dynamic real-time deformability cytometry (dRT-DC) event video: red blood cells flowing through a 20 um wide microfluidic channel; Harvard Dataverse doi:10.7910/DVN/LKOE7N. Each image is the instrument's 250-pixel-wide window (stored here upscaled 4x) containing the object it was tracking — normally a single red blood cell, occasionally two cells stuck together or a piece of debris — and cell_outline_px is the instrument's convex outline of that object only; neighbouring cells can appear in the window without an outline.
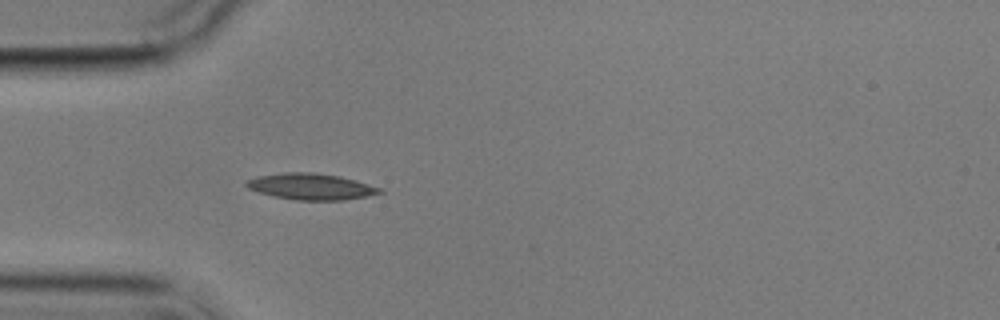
{"species": "common noctule bat (a hibernating species)", "species_latin": "Nyctalus noctula", "temperature_condition": "cold", "stored_images_in_passage": 3, "camera_frame_rate_fps": 3000, "um_per_image_px": 0.085, "animal": {"sex": "male", "body_mass_g": 17.9}, "frame": {"image": 1, "passage_image": 3, "time_ms": 2.333, "image_size_px": [1000, 320], "cell_outline_px": [[384, 192], [344, 200], [296, 200], [272, 196], [248, 188], [244, 184], [244, 180], [256, 176], [284, 172], [312, 172], [340, 176], [384, 188]], "centroid_in_image_um": [26.41, 15.85], "position_along_channel_um": 58.6, "area_um2": 20.52}}